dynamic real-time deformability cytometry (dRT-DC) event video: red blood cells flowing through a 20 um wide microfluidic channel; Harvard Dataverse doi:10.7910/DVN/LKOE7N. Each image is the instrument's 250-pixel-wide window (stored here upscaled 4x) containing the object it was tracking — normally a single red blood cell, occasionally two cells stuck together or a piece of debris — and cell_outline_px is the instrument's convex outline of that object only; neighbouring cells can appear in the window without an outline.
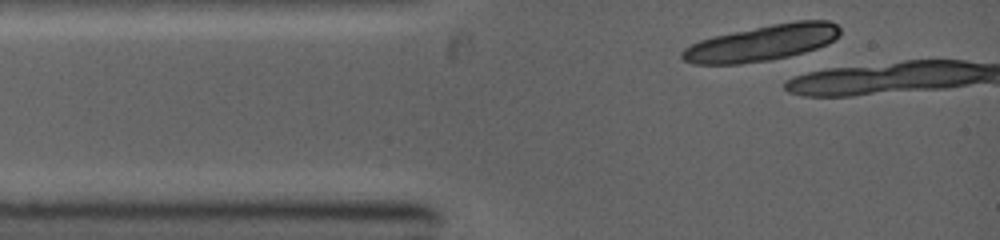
{"species": "common noctule bat (a hibernating species)", "species_latin": "Nyctalus noctula", "temperature_condition": "warm", "stored_images_in_passage": 1, "camera_frame_rate_fps": 5000, "um_per_image_px": 0.085, "animal": {"sex": "female", "body_mass_g": 19.0, "forearm_length_mm": 53.3}, "frame": {"image": 1, "passage_image": 1, "time_ms": 0.0, "image_size_px": [1000, 240], "cell_outline_px": [[840, 32], [828, 44], [804, 52], [772, 60], [740, 64], [692, 64], [684, 60], [680, 56], [680, 52], [684, 48], [700, 40], [712, 36], [772, 24], [796, 20], [828, 20], [836, 24], [840, 28]], "centroid_in_image_um": [64.74, 3.65], "position_along_channel_um": 20.3, "area_um2": 33.06}}